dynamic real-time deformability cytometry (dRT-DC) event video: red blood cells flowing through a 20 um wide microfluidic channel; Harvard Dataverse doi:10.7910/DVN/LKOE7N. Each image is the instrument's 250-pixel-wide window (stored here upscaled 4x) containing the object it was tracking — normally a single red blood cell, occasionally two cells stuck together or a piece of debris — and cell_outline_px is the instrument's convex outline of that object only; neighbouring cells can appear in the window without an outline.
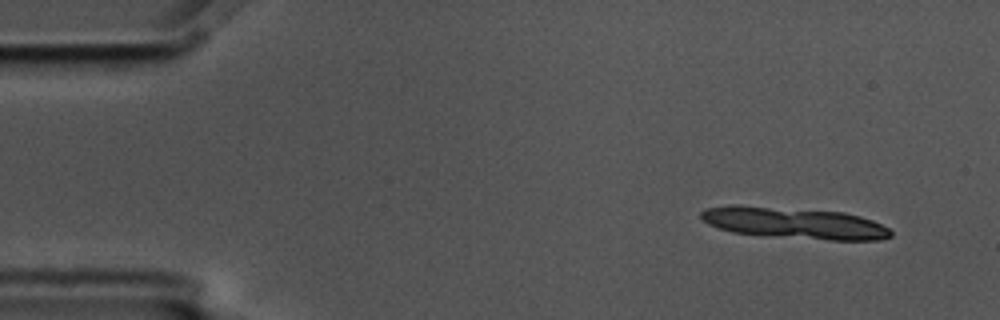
{"species": "common noctule bat (a hibernating species)", "species_latin": "Nyctalus noctula", "temperature_condition": "cold", "stored_images_in_passage": 5, "segment_of_instrument_passage": [1, 2], "camera_frame_rate_fps": 3000, "um_per_image_px": 0.085, "animal": {"sex": "male", "body_mass_g": 17.5, "forearm_length_mm": 52.3}, "frame": {"image": 1, "passage_image": 1, "time_ms": 0.0, "image_size_px": [1000, 320], "cell_outline_px": [[892, 236], [880, 240], [828, 240], [732, 232], [708, 224], [700, 216], [700, 212], [704, 208], [728, 204], [740, 204], [844, 212], [860, 216], [872, 220], [888, 228], [892, 232]], "centroid_in_image_um": [67.49, 18.93], "position_along_channel_um": 17.5, "area_um2": 34.8}}